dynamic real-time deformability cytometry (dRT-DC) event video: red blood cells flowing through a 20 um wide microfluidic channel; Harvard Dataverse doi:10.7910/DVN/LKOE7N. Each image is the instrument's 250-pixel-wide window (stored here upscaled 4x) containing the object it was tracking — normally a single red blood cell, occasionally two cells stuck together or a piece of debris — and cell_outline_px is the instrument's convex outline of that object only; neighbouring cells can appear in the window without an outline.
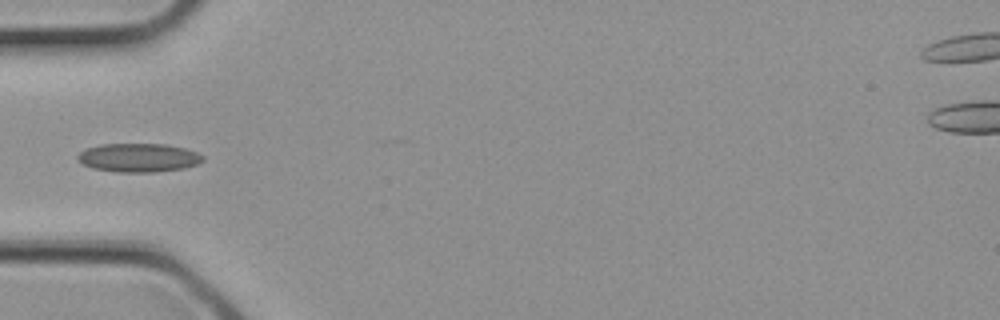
{"species": "common noctule bat (a hibernating species)", "species_latin": "Nyctalus noctula", "temperature_condition": "cold", "stored_images_in_passage": 2, "camera_frame_rate_fps": 3000, "um_per_image_px": 0.085, "animal": {"sex": "female", "body_mass_g": 21.9}, "frame": {"image": 1, "passage_image": 2, "time_ms": 0.333, "image_size_px": [1000, 320], "cell_outline_px": [[204, 160], [200, 164], [184, 168], [152, 172], [116, 172], [92, 168], [76, 160], [76, 156], [84, 148], [100, 144], [164, 144], [184, 148], [196, 152], [204, 156]], "centroid_in_image_um": [11.76, 13.4], "position_along_channel_um": 73.2, "area_um2": 21.1}}